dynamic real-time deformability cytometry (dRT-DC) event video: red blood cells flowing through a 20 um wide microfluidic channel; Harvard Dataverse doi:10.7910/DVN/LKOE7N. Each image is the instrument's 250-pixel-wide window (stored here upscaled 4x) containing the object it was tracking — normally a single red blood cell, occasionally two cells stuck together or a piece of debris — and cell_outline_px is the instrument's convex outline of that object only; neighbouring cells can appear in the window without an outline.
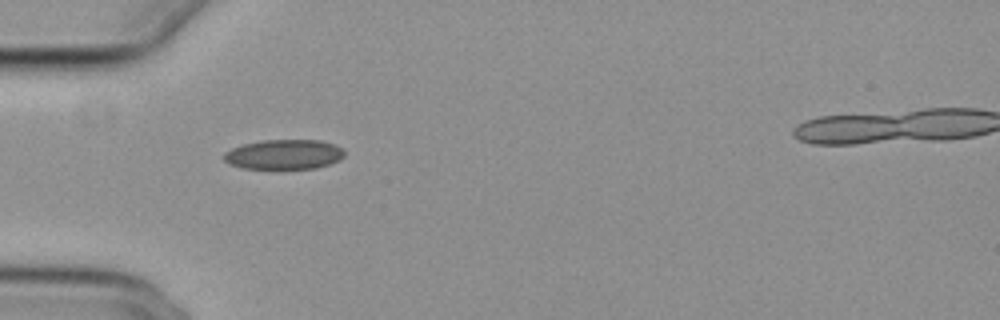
{"species": "common noctule bat (a hibernating species)", "species_latin": "Nyctalus noctula", "temperature_condition": "cold", "stored_images_in_passage": 26, "camera_frame_rate_fps": 3000, "um_per_image_px": 0.085, "animal": {"sex": "female", "body_mass_g": 29.2, "forearm_length_mm": 56.3}, "frame": {"image": 1, "passage_image": 1, "time_ms": 0.0, "image_size_px": [1000, 320], "cell_outline_px": [[344, 156], [340, 160], [316, 168], [240, 168], [228, 164], [224, 160], [224, 152], [232, 148], [244, 144], [260, 140], [320, 140], [336, 144], [344, 148]], "centroid_in_image_um": [24.15, 13.11], "position_along_channel_um": 60.8, "area_um2": 21.04}}
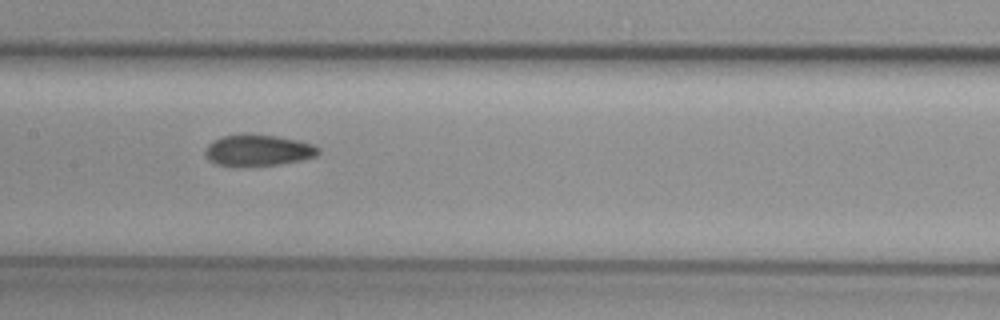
{"frame": {"image": 2, "passage_image": 11, "time_ms": 3.333, "image_size_px": [1000, 320], "cell_outline_px": [[320, 152], [316, 156], [300, 160], [280, 164], [216, 164], [208, 160], [204, 156], [204, 152], [208, 144], [212, 140], [224, 136], [248, 132], [276, 136], [300, 140], [312, 144], [320, 148]], "centroid_in_image_um": [21.94, 12.72], "position_along_channel_um": 185.5, "area_um2": 20.52}}
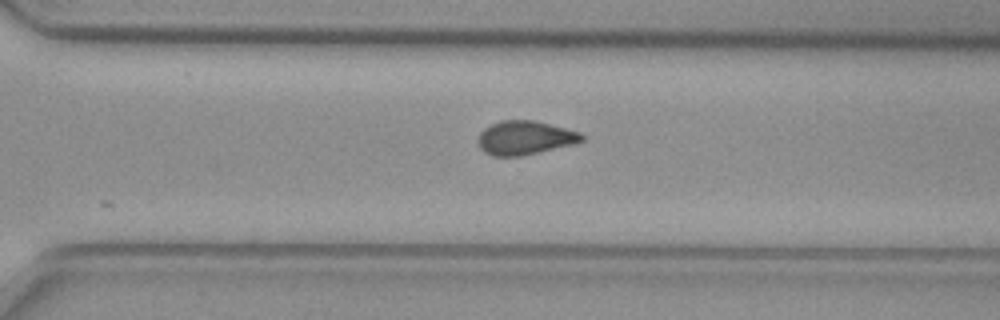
{"frame": {"image": 3, "passage_image": 22, "time_ms": 7.0, "image_size_px": [1000, 320], "cell_outline_px": [[584, 140], [576, 144], [520, 156], [492, 156], [484, 152], [480, 148], [476, 140], [480, 132], [484, 128], [500, 120], [536, 120], [580, 132], [584, 136]], "centroid_in_image_um": [44.61, 11.71], "position_along_channel_um": 326.0, "area_um2": 20.69}, "authors_computed_cell_mechanics": {"area_um2": 20.808, "velocity_mm_per_s": 3.8458, "shape_relaxation_time_tau1_ms": null, "shape_relaxation_time_tau2_ms": 2.5254, "deformation_change_tau1": null, "deformation_change_tau2": 0.0768}}